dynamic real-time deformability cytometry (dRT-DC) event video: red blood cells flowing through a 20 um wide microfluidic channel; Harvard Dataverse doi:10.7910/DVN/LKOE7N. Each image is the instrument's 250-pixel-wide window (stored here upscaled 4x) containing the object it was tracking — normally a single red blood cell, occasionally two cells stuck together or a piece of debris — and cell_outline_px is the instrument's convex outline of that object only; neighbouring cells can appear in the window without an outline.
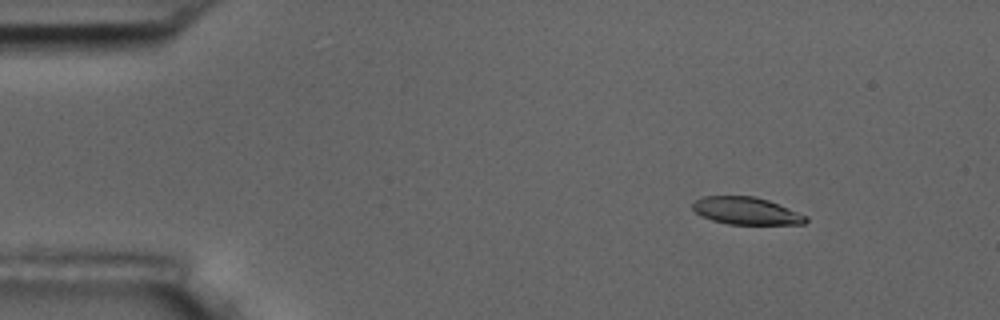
{"species": "common noctule bat (a hibernating species)", "species_latin": "Nyctalus noctula", "temperature_condition": "room temperature", "stored_images_in_passage": 5, "camera_frame_rate_fps": 3000, "um_per_image_px": 0.085, "animal": {"sex": "male", "body_mass_g": 17.5, "forearm_length_mm": 52.3}, "frame": {"image": 1, "passage_image": 2, "time_ms": 1.0, "image_size_px": [1000, 320], "cell_outline_px": [[808, 220], [804, 224], [728, 224], [712, 220], [696, 212], [692, 208], [692, 204], [696, 200], [704, 196], [756, 196], [768, 200], [808, 216]], "centroid_in_image_um": [63.45, 17.92], "position_along_channel_um": 21.5, "area_um2": 17.92}}
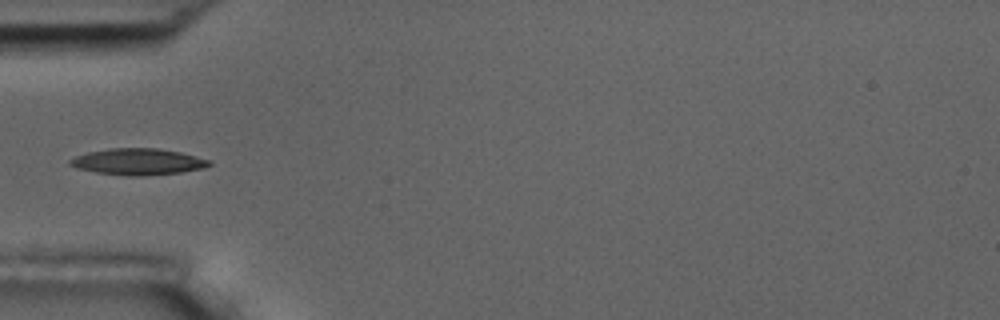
{"frame": {"image": 2, "passage_image": 5, "time_ms": 4.667, "image_size_px": [1000, 320], "cell_outline_px": [[212, 164], [204, 168], [180, 172], [144, 176], [128, 176], [96, 172], [76, 168], [68, 164], [68, 160], [76, 156], [88, 152], [108, 148], [160, 148], [180, 152], [212, 160]], "centroid_in_image_um": [11.73, 13.74], "position_along_channel_um": 73.3, "area_um2": 21.56}}